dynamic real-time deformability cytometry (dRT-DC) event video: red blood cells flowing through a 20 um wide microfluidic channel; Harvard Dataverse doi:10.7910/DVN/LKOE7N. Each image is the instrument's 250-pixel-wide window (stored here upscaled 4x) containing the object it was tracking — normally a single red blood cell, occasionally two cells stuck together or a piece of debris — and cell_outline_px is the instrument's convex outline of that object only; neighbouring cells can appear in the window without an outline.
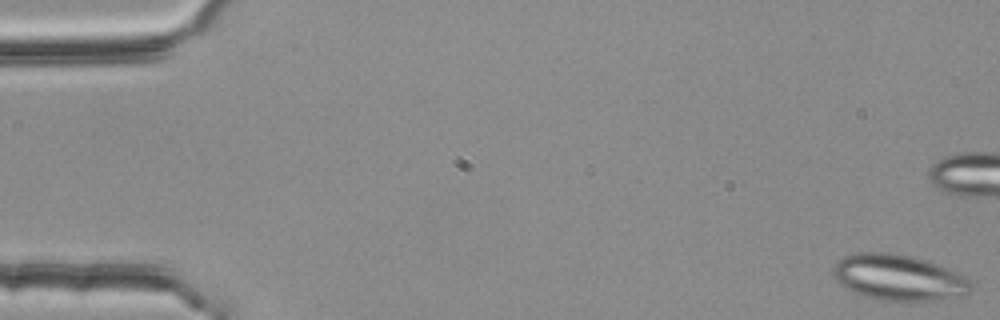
{"species": "common noctule bat (a hibernating species)", "species_latin": "Nyctalus noctula", "temperature_condition": "room temperature", "stored_images_in_passage": 52, "segment_of_instrument_passage": [1, 2], "camera_frame_rate_fps": 3000, "um_per_image_px": 0.085, "animal": {"sex": "female", "body_mass_g": 25.1}, "frame": {"image": 1, "passage_image": 1, "time_ms": 0.0, "image_size_px": [1000, 320], "cell_outline_px": [[972, 288], [964, 296], [932, 300], [880, 300], [844, 288], [832, 276], [832, 268], [836, 260], [844, 256], [856, 252], [892, 252], [916, 256], [928, 260], [964, 276], [972, 284]], "centroid_in_image_um": [76.34, 23.56], "position_along_channel_um": 8.7, "area_um2": 36.99}}